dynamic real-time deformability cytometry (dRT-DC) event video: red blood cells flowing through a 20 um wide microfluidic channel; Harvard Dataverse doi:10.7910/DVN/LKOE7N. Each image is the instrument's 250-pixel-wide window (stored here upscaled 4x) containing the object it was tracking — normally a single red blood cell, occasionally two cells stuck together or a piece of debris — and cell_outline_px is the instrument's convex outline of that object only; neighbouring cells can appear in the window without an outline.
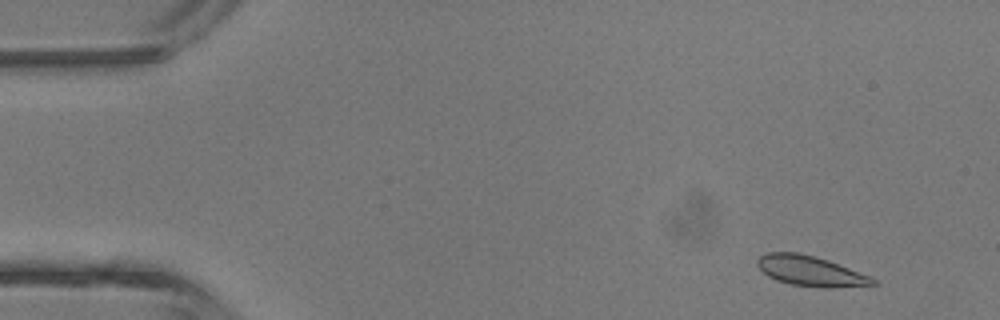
{"species": "common noctule bat (a hibernating species)", "species_latin": "Nyctalus noctula", "temperature_condition": "room temperature", "stored_images_in_passage": 5, "camera_frame_rate_fps": 3000, "um_per_image_px": 0.085, "animal": {"sex": "male", "body_mass_g": 13.3}, "frame": {"image": 1, "passage_image": 1, "time_ms": 0.0, "image_size_px": [1000, 320], "cell_outline_px": [[880, 284], [824, 288], [820, 288], [792, 284], [776, 280], [768, 276], [756, 264], [756, 260], [764, 252], [800, 252], [816, 256], [828, 260], [872, 276]], "centroid_in_image_um": [68.9, 23.02], "position_along_channel_um": 16.1, "area_um2": 20.52}}
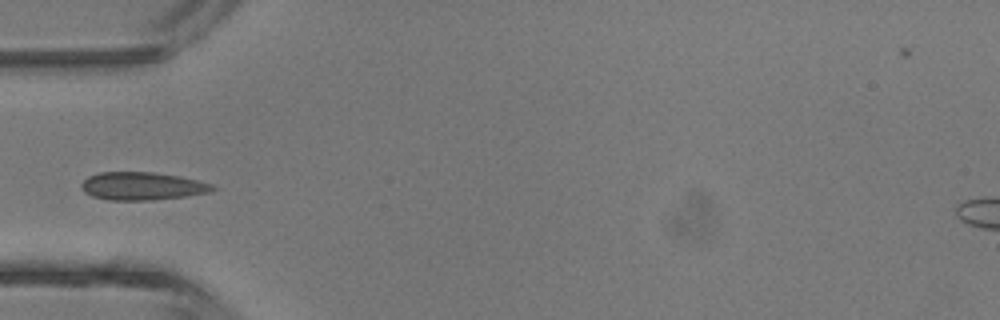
{"frame": {"image": 2, "passage_image": 4, "time_ms": 3.667, "image_size_px": [1000, 320], "cell_outline_px": [[220, 188], [212, 192], [184, 196], [152, 200], [108, 200], [92, 196], [84, 192], [80, 188], [80, 184], [88, 176], [100, 172], [152, 172], [180, 176], [212, 184]], "centroid_in_image_um": [12.09, 15.82], "position_along_channel_um": 72.9, "area_um2": 21.5}}
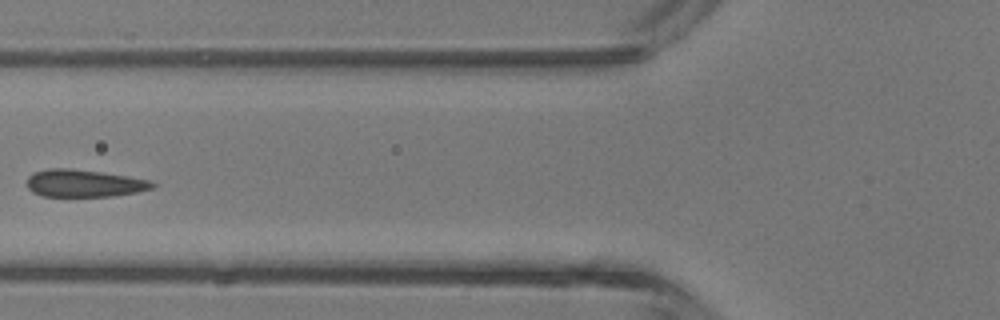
{"frame": {"image": 3, "passage_image": 5, "time_ms": 4.667, "image_size_px": [1000, 320], "cell_outline_px": [[156, 188], [136, 192], [112, 196], [40, 196], [32, 192], [28, 188], [28, 176], [36, 172], [52, 168], [68, 168], [100, 172], [152, 180], [156, 184]], "centroid_in_image_um": [7.18, 15.59], "position_along_channel_um": 118.6, "area_um2": 19.94}}